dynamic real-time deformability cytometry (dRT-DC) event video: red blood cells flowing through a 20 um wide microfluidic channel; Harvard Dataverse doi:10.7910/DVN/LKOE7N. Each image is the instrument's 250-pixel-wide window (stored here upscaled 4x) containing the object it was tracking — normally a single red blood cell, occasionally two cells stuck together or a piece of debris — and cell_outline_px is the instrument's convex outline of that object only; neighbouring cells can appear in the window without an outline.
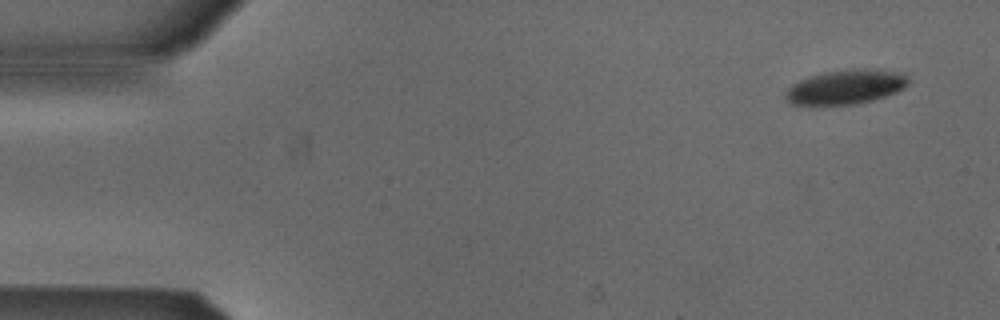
{"species": "Egyptian fruit bat (a non-hibernating species)", "species_latin": "Rousettus aegyptiacus", "temperature_condition": "cold", "stored_images_in_passage": 7, "camera_frame_rate_fps": 3000, "um_per_image_px": 0.085, "animal": {"sex": "male"}, "frame": {"image": 1, "passage_image": 1, "time_ms": 0.0, "image_size_px": [1000, 320], "cell_outline_px": [[908, 84], [904, 88], [896, 92], [872, 100], [856, 104], [792, 104], [784, 96], [788, 88], [792, 84], [808, 76], [824, 72], [876, 68], [904, 72], [908, 76]], "centroid_in_image_um": [71.94, 7.37], "position_along_channel_um": 13.1, "area_um2": 24.45}}